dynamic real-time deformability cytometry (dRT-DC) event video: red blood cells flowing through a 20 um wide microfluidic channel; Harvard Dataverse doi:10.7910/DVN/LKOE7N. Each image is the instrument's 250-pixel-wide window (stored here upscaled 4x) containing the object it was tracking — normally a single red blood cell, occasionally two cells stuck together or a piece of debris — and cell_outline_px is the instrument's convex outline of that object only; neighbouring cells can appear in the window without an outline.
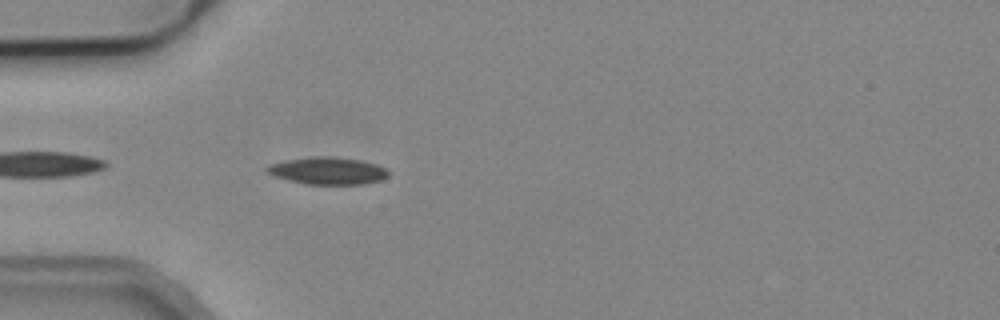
{"species": "common noctule bat (a hibernating species)", "species_latin": "Nyctalus noctula", "temperature_condition": "cold", "stored_images_in_passage": 9, "camera_frame_rate_fps": 3000, "um_per_image_px": 0.085, "animal": {"sex": "male", "body_mass_g": 19.2, "forearm_length_mm": 51.8}, "frame": {"image": 1, "passage_image": 2, "time_ms": 0.333, "image_size_px": [1000, 320], "cell_outline_px": [[388, 176], [380, 180], [364, 184], [304, 184], [272, 176], [264, 168], [268, 164], [284, 160], [316, 156], [332, 156], [360, 160], [376, 164], [384, 168], [388, 172]], "centroid_in_image_um": [27.8, 14.51], "position_along_channel_um": 57.2, "area_um2": 19.36}}